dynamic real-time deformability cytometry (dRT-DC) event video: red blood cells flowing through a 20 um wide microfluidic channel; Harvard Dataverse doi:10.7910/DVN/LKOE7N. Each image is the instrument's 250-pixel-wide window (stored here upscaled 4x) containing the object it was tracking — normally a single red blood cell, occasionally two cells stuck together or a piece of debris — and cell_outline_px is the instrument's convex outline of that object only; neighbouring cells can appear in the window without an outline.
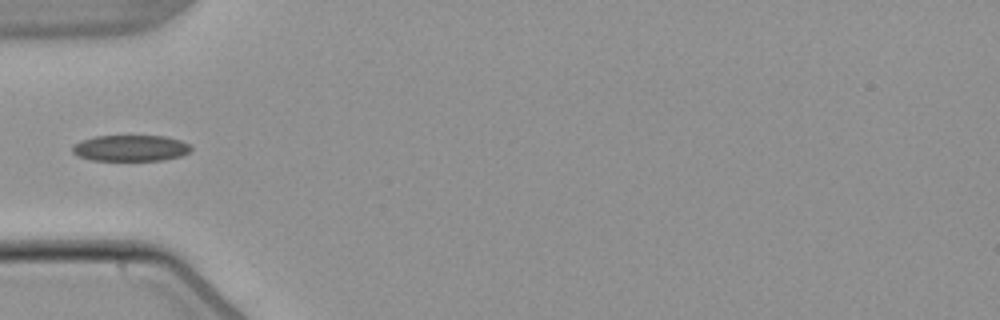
{"species": "common noctule bat (a hibernating species)", "species_latin": "Nyctalus noctula", "temperature_condition": "warm", "stored_images_in_passage": 5, "camera_frame_rate_fps": 3000, "um_per_image_px": 0.085, "animal": {"sex": "male", "body_mass_g": 21.5, "forearm_length_mm": 52.0}, "frame": {"image": 1, "passage_image": 5, "time_ms": 5.0, "image_size_px": [1000, 320], "cell_outline_px": [[192, 148], [188, 152], [180, 156], [164, 160], [92, 160], [80, 156], [72, 152], [72, 144], [80, 140], [96, 136], [164, 136], [180, 140], [188, 144]], "centroid_in_image_um": [11.07, 12.58], "position_along_channel_um": 73.9, "area_um2": 17.98}}